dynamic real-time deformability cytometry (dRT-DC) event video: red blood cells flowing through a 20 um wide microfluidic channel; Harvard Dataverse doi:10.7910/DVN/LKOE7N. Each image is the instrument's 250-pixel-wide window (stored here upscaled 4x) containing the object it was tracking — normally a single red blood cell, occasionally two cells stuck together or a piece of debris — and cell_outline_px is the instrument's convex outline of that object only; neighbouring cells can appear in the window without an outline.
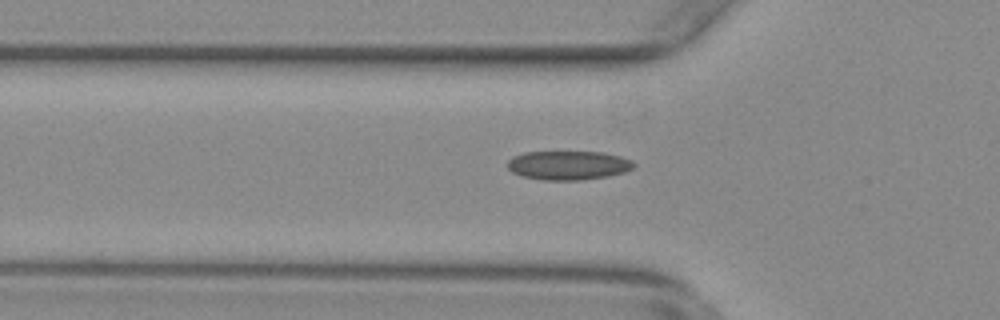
{"species": "common noctule bat (a hibernating species)", "species_latin": "Nyctalus noctula", "temperature_condition": "warm", "stored_images_in_passage": 52, "camera_frame_rate_fps": 3000, "um_per_image_px": 0.085, "animal": {"sex": "female", "body_mass_g": 29.2, "forearm_length_mm": 56.3}, "frame": {"image": 1, "passage_image": 16, "time_ms": 5.0, "image_size_px": [1000, 320], "cell_outline_px": [[636, 164], [632, 168], [624, 172], [608, 176], [580, 180], [544, 180], [524, 176], [512, 172], [508, 168], [508, 160], [512, 156], [524, 152], [604, 152], [620, 156], [632, 160]], "centroid_in_image_um": [48.31, 14.04], "position_along_channel_um": 77.5, "area_um2": 21.33}}
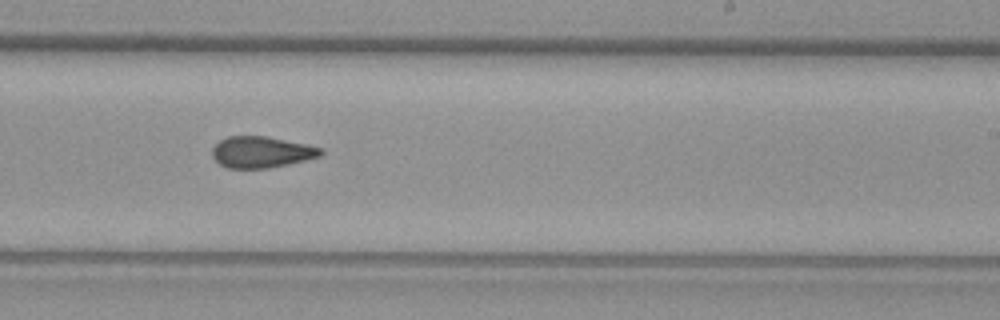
{"frame": {"image": 2, "passage_image": 31, "time_ms": 10.0, "image_size_px": [1000, 320], "cell_outline_px": [[324, 152], [320, 156], [288, 164], [268, 168], [228, 168], [220, 164], [212, 156], [212, 148], [220, 140], [228, 136], [264, 136], [324, 148]], "centroid_in_image_um": [22.21, 12.93], "position_along_channel_um": 266.8, "area_um2": 19.59}}
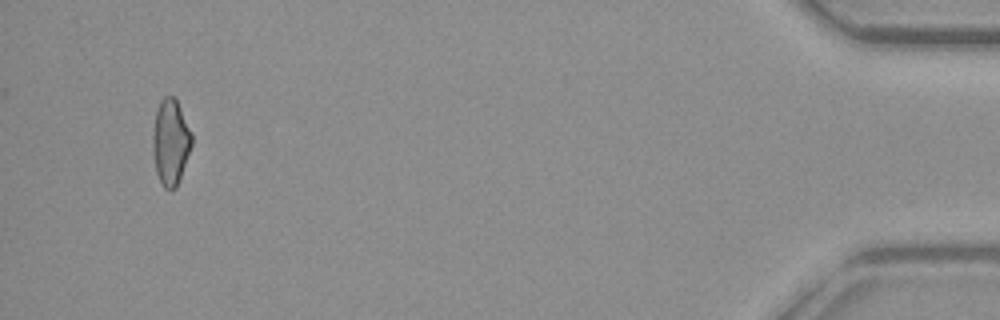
{"frame": {"image": 3, "passage_image": 50, "time_ms": 16.333, "image_size_px": [1000, 320], "cell_outline_px": [[192, 144], [176, 188], [172, 192], [164, 188], [156, 172], [152, 148], [152, 136], [156, 112], [160, 100], [164, 96], [172, 96], [176, 100], [180, 108], [192, 136]], "centroid_in_image_um": [14.48, 12.1], "position_along_channel_um": 420.7, "area_um2": 19.25}, "authors_computed_cell_mechanics": {"area_um2": 20.0566, "velocity_mm_per_s": 3.7725, "shape_relaxation_time_tau1_ms": null, "shape_relaxation_time_tau2_ms": 2.1789, "deformation_change_tau1": null, "deformation_change_tau2": 0.0818}}